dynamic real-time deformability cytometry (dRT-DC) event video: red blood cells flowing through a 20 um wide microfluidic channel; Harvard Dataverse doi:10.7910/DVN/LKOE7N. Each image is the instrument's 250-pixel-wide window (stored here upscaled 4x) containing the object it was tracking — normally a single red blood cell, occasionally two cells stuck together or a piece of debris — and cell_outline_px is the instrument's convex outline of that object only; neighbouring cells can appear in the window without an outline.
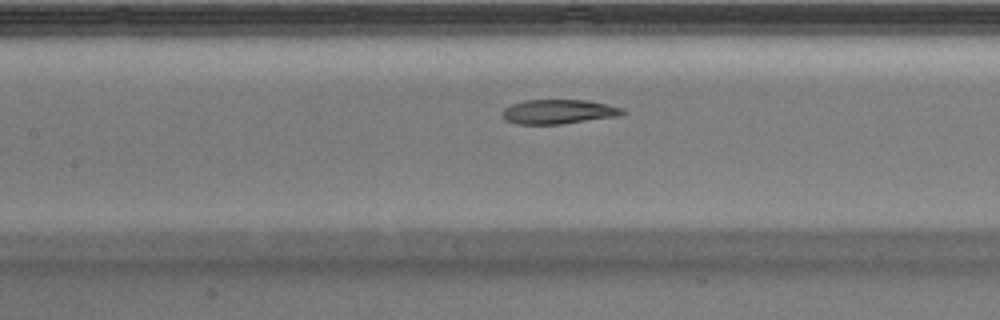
{"species": "Egyptian fruit bat (a non-hibernating species)", "species_latin": "Rousettus aegyptiacus", "temperature_condition": "warm", "stored_images_in_passage": 39, "camera_frame_rate_fps": 3000, "um_per_image_px": 0.085, "animal": {"sex": "male"}, "frame": {"image": 1, "passage_image": 17, "time_ms": 5.333, "image_size_px": [1000, 320], "cell_outline_px": [[628, 112], [620, 116], [560, 124], [516, 124], [504, 120], [504, 108], [512, 104], [524, 100], [588, 100], [608, 104], [624, 108]], "centroid_in_image_um": [47.53, 9.49], "position_along_channel_um": 159.9, "area_um2": 17.22}}
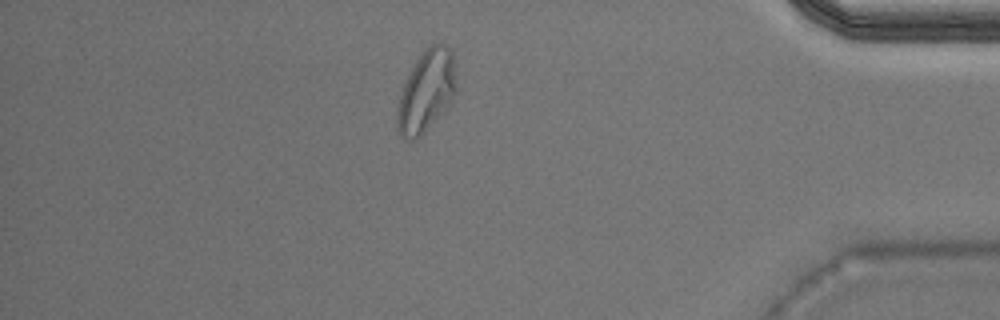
{"frame": {"image": 2, "passage_image": 34, "time_ms": 11.0, "image_size_px": [1000, 320], "cell_outline_px": [[456, 92], [452, 100], [424, 132], [416, 140], [404, 140], [400, 136], [396, 124], [396, 112], [400, 96], [404, 84], [416, 60], [432, 44], [444, 44], [452, 52], [456, 88]], "centroid_in_image_um": [36.21, 7.8], "position_along_channel_um": 399.0, "area_um2": 27.51}}